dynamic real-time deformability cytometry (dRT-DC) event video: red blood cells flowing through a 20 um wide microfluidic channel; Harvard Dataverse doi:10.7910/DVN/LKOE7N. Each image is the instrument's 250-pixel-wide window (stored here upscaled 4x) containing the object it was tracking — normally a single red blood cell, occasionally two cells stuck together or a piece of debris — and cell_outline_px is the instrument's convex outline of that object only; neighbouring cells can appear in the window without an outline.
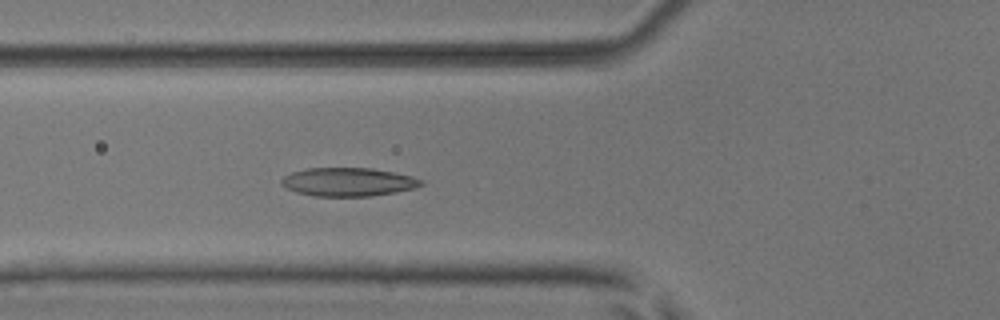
{"species": "common noctule bat (a hibernating species)", "species_latin": "Nyctalus noctula", "temperature_condition": "room temperature", "stored_images_in_passage": 5, "camera_frame_rate_fps": 3000, "um_per_image_px": 0.085, "animal": {"sex": "male", "body_mass_g": 17.9, "forearm_length_mm": 54.2}, "frame": {"image": 1, "passage_image": 5, "time_ms": 1.333, "image_size_px": [1000, 320], "cell_outline_px": [[424, 184], [416, 188], [396, 192], [368, 196], [316, 196], [296, 192], [280, 184], [280, 180], [284, 176], [292, 172], [308, 168], [372, 168], [412, 176], [424, 180]], "centroid_in_image_um": [29.62, 15.46], "position_along_channel_um": 96.2, "area_um2": 23.18}}